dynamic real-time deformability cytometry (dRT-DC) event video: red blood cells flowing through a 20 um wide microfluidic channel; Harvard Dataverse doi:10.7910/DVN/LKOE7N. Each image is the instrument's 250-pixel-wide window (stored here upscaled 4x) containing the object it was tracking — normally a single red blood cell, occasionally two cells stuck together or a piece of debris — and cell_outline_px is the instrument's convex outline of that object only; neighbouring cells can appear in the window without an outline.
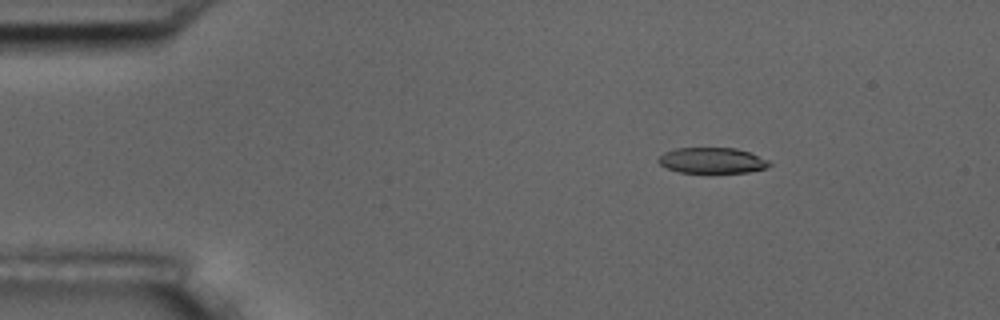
{"species": "common noctule bat (a hibernating species)", "species_latin": "Nyctalus noctula", "temperature_condition": "room temperature", "stored_images_in_passage": 4, "camera_frame_rate_fps": 3000, "um_per_image_px": 0.085, "animal": {"sex": "male", "body_mass_g": 17.5, "forearm_length_mm": 52.3}, "frame": {"image": 1, "passage_image": 2, "time_ms": 0.333, "image_size_px": [1000, 320], "cell_outline_px": [[772, 164], [768, 168], [748, 172], [680, 172], [668, 168], [660, 164], [656, 160], [664, 152], [676, 148], [736, 148], [748, 152], [768, 160]], "centroid_in_image_um": [60.54, 13.63], "position_along_channel_um": 24.5, "area_um2": 16.47}}